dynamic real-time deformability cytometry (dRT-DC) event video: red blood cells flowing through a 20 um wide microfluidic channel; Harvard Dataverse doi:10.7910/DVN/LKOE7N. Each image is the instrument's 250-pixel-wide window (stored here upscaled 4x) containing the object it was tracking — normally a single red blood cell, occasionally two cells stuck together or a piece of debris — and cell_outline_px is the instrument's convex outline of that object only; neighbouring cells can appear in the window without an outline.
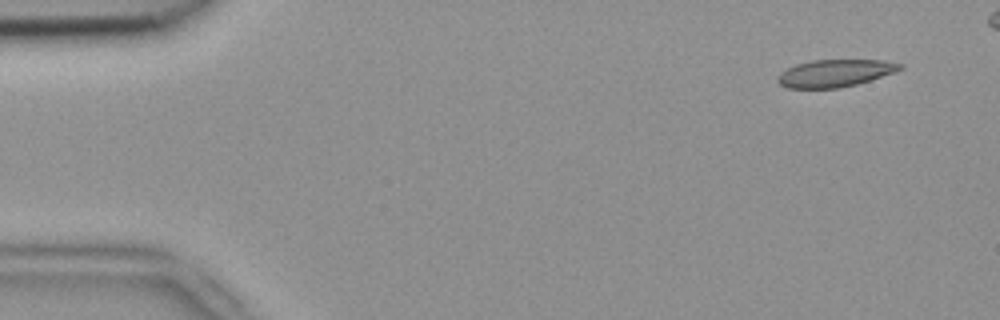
{"species": "common noctule bat (a hibernating species)", "species_latin": "Nyctalus noctula", "temperature_condition": "room temperature", "stored_images_in_passage": 6, "camera_frame_rate_fps": 3000, "um_per_image_px": 0.085, "animal": {"sex": "female", "body_mass_g": 18.4}, "frame": {"image": 1, "passage_image": 2, "time_ms": 0.333, "image_size_px": [1000, 320], "cell_outline_px": [[904, 68], [896, 72], [856, 84], [840, 88], [788, 88], [780, 84], [776, 80], [780, 72], [796, 64], [812, 60], [884, 60], [904, 64]], "centroid_in_image_um": [71.0, 6.21], "position_along_channel_um": 14.0, "area_um2": 19.54}}